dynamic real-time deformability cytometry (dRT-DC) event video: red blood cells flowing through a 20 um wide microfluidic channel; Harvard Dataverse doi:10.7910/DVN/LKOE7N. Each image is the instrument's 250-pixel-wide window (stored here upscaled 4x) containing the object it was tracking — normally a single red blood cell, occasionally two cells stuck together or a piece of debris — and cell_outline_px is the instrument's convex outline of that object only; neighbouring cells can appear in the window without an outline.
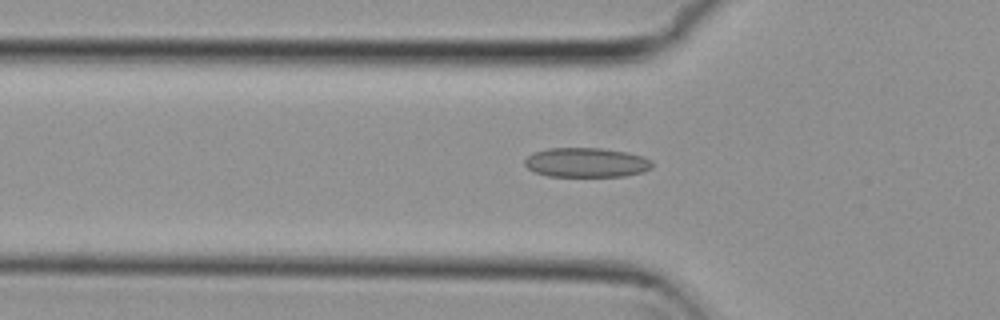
{"species": "common noctule bat (a hibernating species)", "species_latin": "Nyctalus noctula", "temperature_condition": "cold", "stored_images_in_passage": 51, "camera_frame_rate_fps": 3000, "um_per_image_px": 0.085, "animal": {"sex": "female", "body_mass_g": 29.2, "forearm_length_mm": 56.3}, "frame": {"image": 1, "passage_image": 15, "time_ms": 4.667, "image_size_px": [1000, 320], "cell_outline_px": [[652, 168], [644, 172], [624, 176], [548, 176], [536, 172], [528, 168], [524, 164], [524, 160], [532, 152], [548, 148], [604, 148], [628, 152], [644, 156], [652, 160]], "centroid_in_image_um": [49.87, 13.8], "position_along_channel_um": 75.9, "area_um2": 22.14}}
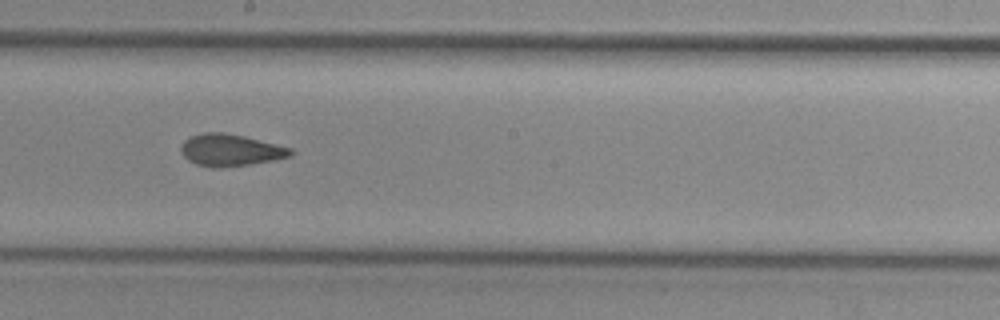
{"frame": {"image": 2, "passage_image": 27, "time_ms": 8.667, "image_size_px": [1000, 320], "cell_outline_px": [[296, 152], [292, 156], [272, 160], [248, 164], [220, 168], [212, 168], [196, 164], [188, 160], [180, 152], [180, 144], [184, 140], [192, 136], [204, 132], [224, 132], [244, 136], [292, 148]], "centroid_in_image_um": [19.58, 12.76], "position_along_channel_um": 228.6, "area_um2": 20.52}}
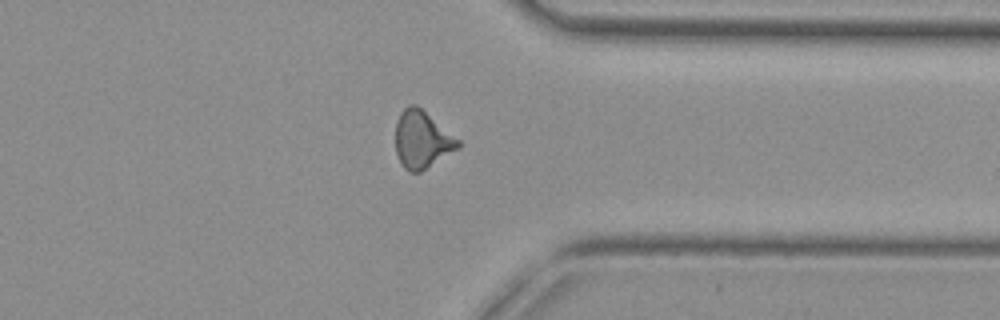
{"frame": {"image": 3, "passage_image": 39, "time_ms": 12.667, "image_size_px": [1000, 320], "cell_outline_px": [[460, 144], [456, 148], [420, 172], [408, 172], [400, 164], [396, 152], [396, 120], [400, 112], [408, 104], [416, 104], [460, 140]], "centroid_in_image_um": [35.81, 11.84], "position_along_channel_um": 375.6, "area_um2": 20.63}, "authors_computed_cell_mechanics": {"area_um2": 20.519, "velocity_mm_per_s": 3.7955, "shape_relaxation_time_tau1_ms": 7.8955, "shape_relaxation_time_tau2_ms": 2.3833, "deformation_change_tau1": 0.1636, "deformation_change_tau2": 0.0886}}